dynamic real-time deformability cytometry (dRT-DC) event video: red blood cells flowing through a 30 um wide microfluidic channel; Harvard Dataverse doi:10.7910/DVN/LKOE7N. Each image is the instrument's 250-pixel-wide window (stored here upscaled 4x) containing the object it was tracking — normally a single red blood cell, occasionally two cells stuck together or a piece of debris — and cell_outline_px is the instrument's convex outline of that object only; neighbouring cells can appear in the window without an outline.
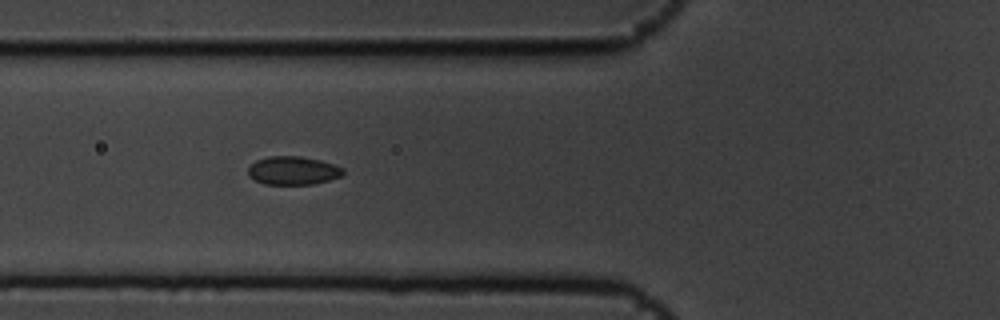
{"species": "common noctule bat (a hibernating species)", "species_latin": "Nyctalus noctula", "temperature_condition": "cold", "stored_images_in_passage": 5, "camera_frame_rate_fps": 3000, "um_per_image_px": 0.085, "animal": {"sex": "male", "body_mass_g": 19.5, "forearm_length_mm": 54.6}, "frame": {"image": 1, "passage_image": 4, "time_ms": 1.0, "image_size_px": [1000, 320], "cell_outline_px": [[344, 172], [340, 176], [328, 180], [312, 184], [264, 184], [248, 176], [248, 168], [256, 160], [268, 156], [300, 156], [320, 160], [344, 168]], "centroid_in_image_um": [24.88, 14.49], "position_along_channel_um": 100.9, "area_um2": 15.61}}
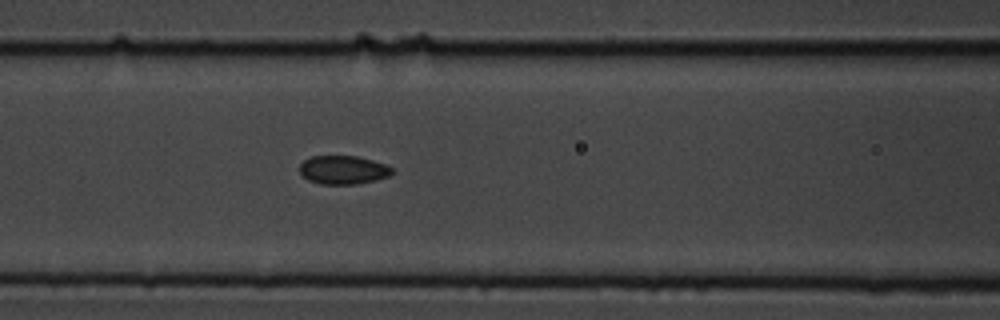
{"frame": {"image": 2, "passage_image": 5, "time_ms": 1.333, "image_size_px": [1000, 320], "cell_outline_px": [[392, 172], [388, 176], [376, 180], [356, 184], [320, 184], [308, 180], [300, 172], [300, 164], [304, 160], [312, 156], [356, 156], [388, 164], [392, 168]], "centroid_in_image_um": [29.18, 14.44], "position_along_channel_um": 137.4, "area_um2": 15.37}}